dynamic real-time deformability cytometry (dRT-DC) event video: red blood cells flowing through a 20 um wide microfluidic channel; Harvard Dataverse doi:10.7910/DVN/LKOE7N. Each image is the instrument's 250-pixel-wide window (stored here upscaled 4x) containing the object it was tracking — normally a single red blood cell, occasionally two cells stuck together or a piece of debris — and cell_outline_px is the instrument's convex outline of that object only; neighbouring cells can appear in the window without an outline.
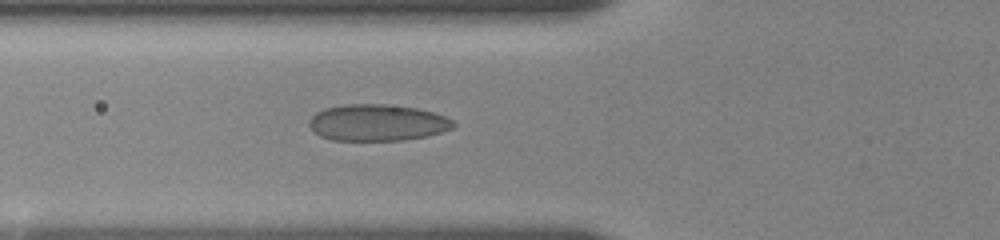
{"species": "human", "species_latin": "Homo sapiens", "temperature_condition": "room temperature", "stored_images_in_passage": 67, "camera_frame_rate_fps": 3000, "um_per_image_px": 0.085, "donor": {"sex": "female"}, "frame": {"image": 1, "passage_image": 21, "time_ms": 6.333, "image_size_px": [1000, 240], "cell_outline_px": [[456, 124], [452, 128], [428, 136], [404, 140], [332, 140], [320, 136], [308, 124], [308, 120], [316, 112], [324, 108], [344, 104], [384, 104], [416, 108], [432, 112], [444, 116], [452, 120]], "centroid_in_image_um": [32.05, 10.42], "position_along_channel_um": 93.7, "area_um2": 30.63}}
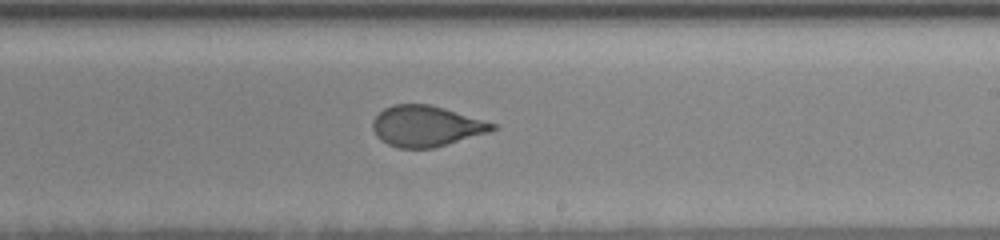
{"frame": {"image": 2, "passage_image": 38, "time_ms": 10.667, "image_size_px": [1000, 240], "cell_outline_px": [[496, 128], [488, 132], [432, 148], [400, 148], [388, 144], [380, 140], [376, 136], [372, 128], [372, 120], [384, 108], [392, 104], [428, 104], [444, 108], [496, 124]], "centroid_in_image_um": [36.16, 10.71], "position_along_channel_um": 252.8, "area_um2": 28.15}}
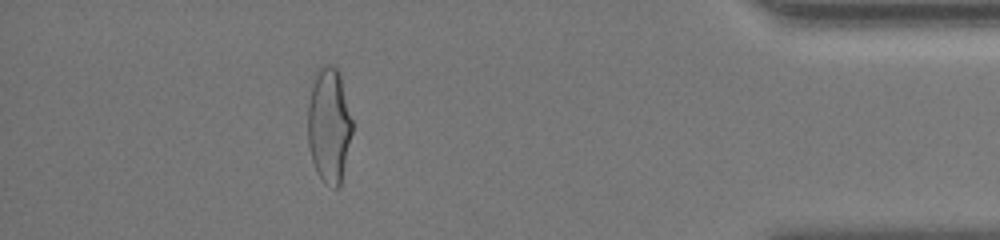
{"frame": {"image": 3, "passage_image": 60, "time_ms": 16.0, "image_size_px": [1000, 240], "cell_outline_px": [[352, 132], [340, 188], [332, 188], [324, 184], [316, 172], [312, 160], [308, 144], [308, 108], [312, 88], [316, 72], [320, 64], [328, 64], [336, 68], [340, 72], [352, 120]], "centroid_in_image_um": [27.97, 10.68], "position_along_channel_um": 407.2, "area_um2": 30.0}, "authors_computed_cell_mechanics": {"area_um2": 30.1716, "velocity_mm_per_s": 3.6574, "shape_relaxation_time_tau1_ms": 6.6034, "shape_relaxation_time_tau2_ms": 0.7715, "deformation_change_tau1": 0.169, "deformation_change_tau2": 0.0651}}